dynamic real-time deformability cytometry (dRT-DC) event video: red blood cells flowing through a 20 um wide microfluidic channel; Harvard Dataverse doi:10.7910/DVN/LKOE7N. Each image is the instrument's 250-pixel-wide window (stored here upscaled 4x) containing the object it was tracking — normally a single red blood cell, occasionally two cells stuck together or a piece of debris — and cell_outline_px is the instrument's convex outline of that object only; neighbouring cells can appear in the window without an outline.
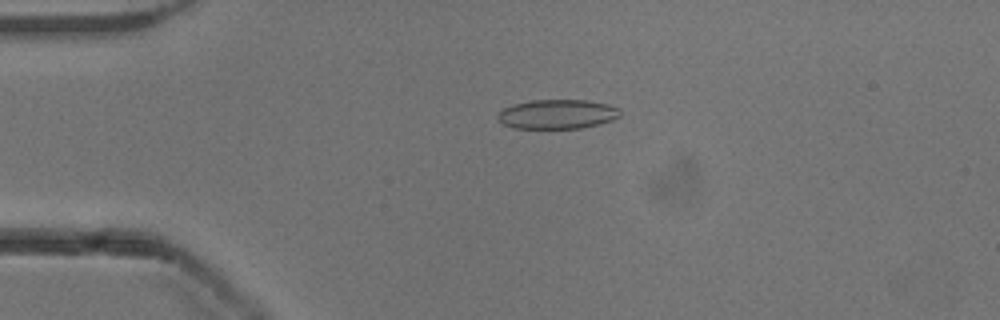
{"species": "common noctule bat (a hibernating species)", "species_latin": "Nyctalus noctula", "temperature_condition": "cold", "stored_images_in_passage": 48, "camera_frame_rate_fps": 3000, "um_per_image_px": 0.085, "animal": {"sex": "male", "body_mass_g": 13.3}, "frame": {"image": 1, "passage_image": 8, "time_ms": 2.333, "image_size_px": [1000, 320], "cell_outline_px": [[620, 116], [612, 120], [600, 124], [580, 128], [512, 128], [496, 120], [496, 116], [504, 108], [512, 104], [532, 100], [584, 100], [608, 104], [620, 108]], "centroid_in_image_um": [47.36, 9.7], "position_along_channel_um": 37.6, "area_um2": 21.04}}
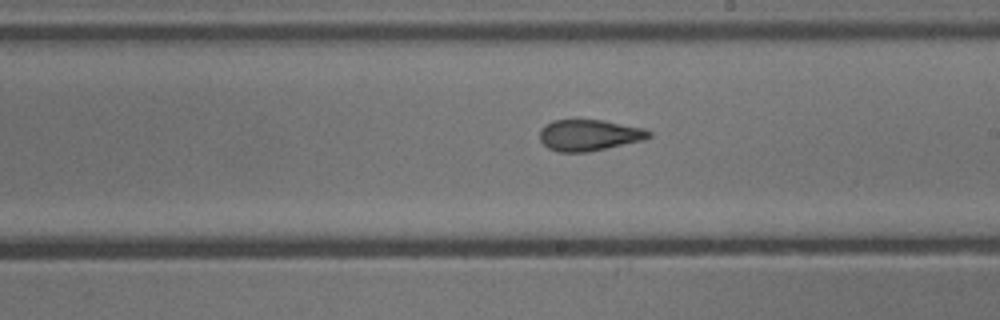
{"frame": {"image": 2, "passage_image": 26, "time_ms": 8.333, "image_size_px": [1000, 320], "cell_outline_px": [[652, 136], [644, 140], [588, 152], [560, 152], [548, 148], [540, 140], [540, 128], [544, 124], [552, 120], [572, 116], [604, 120], [644, 128], [652, 132]], "centroid_in_image_um": [50.04, 11.43], "position_along_channel_um": 239.0, "area_um2": 20.75}}
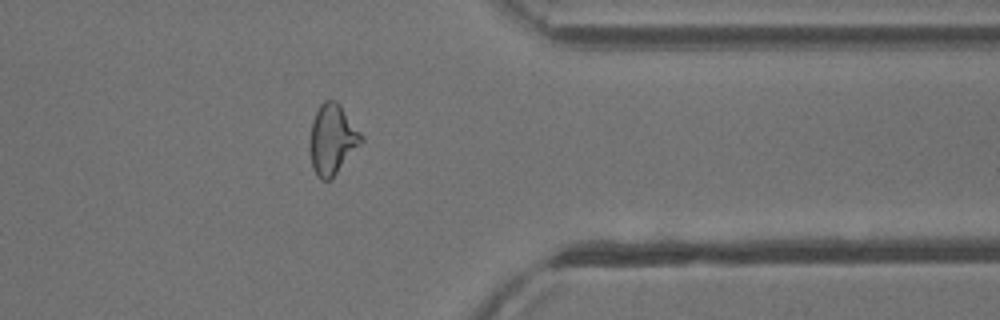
{"frame": {"image": 3, "passage_image": 38, "time_ms": 12.333, "image_size_px": [1000, 320], "cell_outline_px": [[364, 140], [336, 172], [328, 180], [320, 180], [316, 176], [312, 168], [312, 120], [320, 104], [324, 100], [336, 100], [340, 104], [364, 136]], "centroid_in_image_um": [28.28, 11.81], "position_along_channel_um": 383.1, "area_um2": 20.4}, "authors_computed_cell_mechanics": {"area_um2": 20.7502, "velocity_mm_per_s": 3.8996, "shape_relaxation_time_tau1_ms": 5.6696, "shape_relaxation_time_tau2_ms": 1.4974, "deformation_change_tau1": 0.1443, "deformation_change_tau2": 0.0734}}